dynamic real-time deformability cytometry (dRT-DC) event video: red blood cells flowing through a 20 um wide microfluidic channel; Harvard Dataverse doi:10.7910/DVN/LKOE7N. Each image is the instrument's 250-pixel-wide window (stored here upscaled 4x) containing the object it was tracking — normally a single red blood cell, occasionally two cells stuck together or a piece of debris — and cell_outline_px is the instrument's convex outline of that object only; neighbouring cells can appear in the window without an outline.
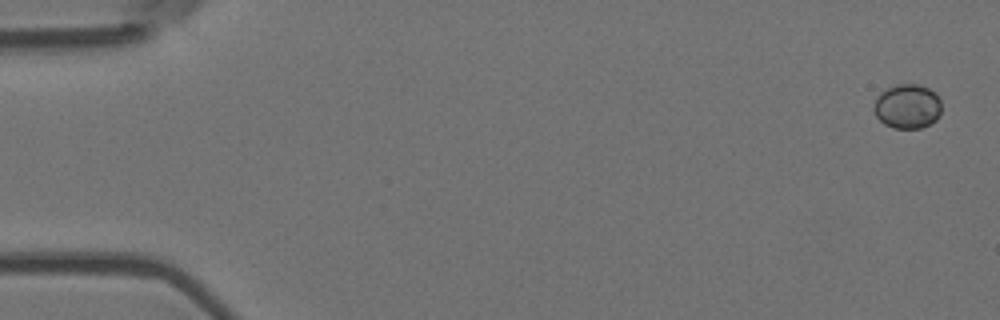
{"species": "Egyptian fruit bat (a non-hibernating species)", "species_latin": "Rousettus aegyptiacus", "temperature_condition": "room temperature", "stored_images_in_passage": 55, "camera_frame_rate_fps": 3000, "um_per_image_px": 0.085, "animal": {"sex": "female"}, "frame": {"image": 1, "passage_image": 1, "time_ms": 0.0, "image_size_px": [1000, 320], "cell_outline_px": [[940, 112], [928, 124], [916, 128], [896, 128], [880, 120], [876, 112], [876, 100], [884, 92], [892, 88], [924, 88], [932, 92], [936, 96], [940, 104]], "centroid_in_image_um": [77.14, 9.13], "position_along_channel_um": 7.9, "area_um2": 15.43}}
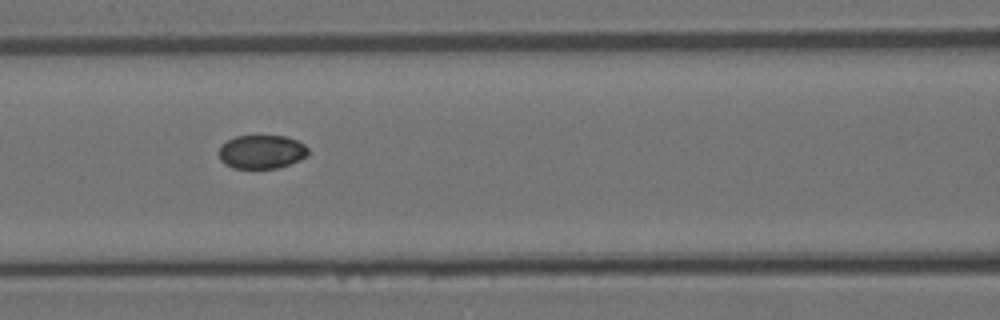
{"frame": {"image": 2, "passage_image": 24, "time_ms": 7.667, "image_size_px": [1000, 320], "cell_outline_px": [[308, 152], [304, 156], [288, 164], [272, 168], [236, 168], [228, 164], [220, 156], [220, 148], [228, 140], [240, 136], [280, 136], [296, 140]], "centroid_in_image_um": [22.21, 12.9], "position_along_channel_um": 144.4, "area_um2": 16.47}}
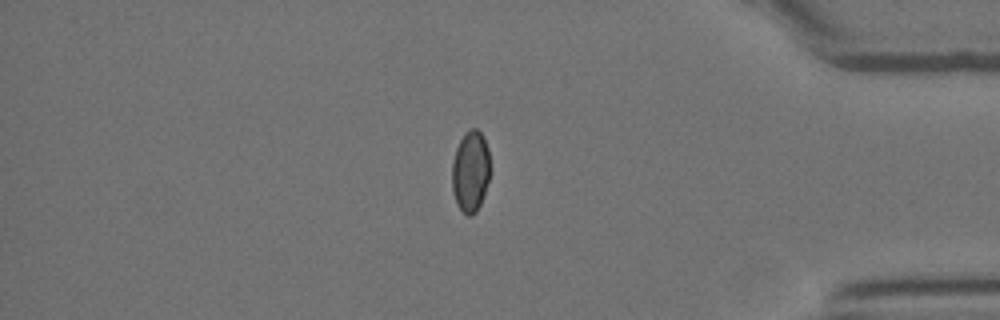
{"frame": {"image": 3, "passage_image": 47, "time_ms": 15.333, "image_size_px": [1000, 320], "cell_outline_px": [[488, 180], [480, 204], [472, 212], [464, 212], [460, 208], [456, 200], [452, 184], [452, 164], [460, 140], [472, 128], [476, 128], [480, 132], [484, 140], [488, 152]], "centroid_in_image_um": [39.98, 14.52], "position_along_channel_um": 395.2, "area_um2": 16.88}}